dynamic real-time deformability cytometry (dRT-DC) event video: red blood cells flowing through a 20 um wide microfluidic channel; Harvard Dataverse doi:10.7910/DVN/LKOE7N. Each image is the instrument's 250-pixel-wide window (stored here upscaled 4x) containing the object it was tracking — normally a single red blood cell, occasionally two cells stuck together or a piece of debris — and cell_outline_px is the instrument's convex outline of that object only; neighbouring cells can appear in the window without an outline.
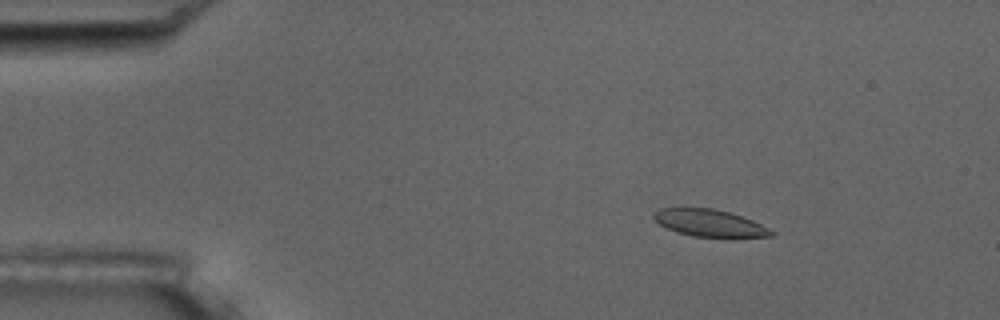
{"species": "common noctule bat (a hibernating species)", "species_latin": "Nyctalus noctula", "temperature_condition": "room temperature", "stored_images_in_passage": 9, "camera_frame_rate_fps": 3000, "um_per_image_px": 0.085, "animal": {"sex": "male", "body_mass_g": 17.5, "forearm_length_mm": 52.3}, "frame": {"image": 1, "passage_image": 3, "time_ms": 2.333, "image_size_px": [1000, 320], "cell_outline_px": [[776, 232], [772, 236], [692, 236], [676, 232], [660, 224], [652, 216], [652, 212], [660, 208], [712, 208], [728, 212], [752, 220]], "centroid_in_image_um": [60.26, 18.94], "position_along_channel_um": 24.7, "area_um2": 18.09}}
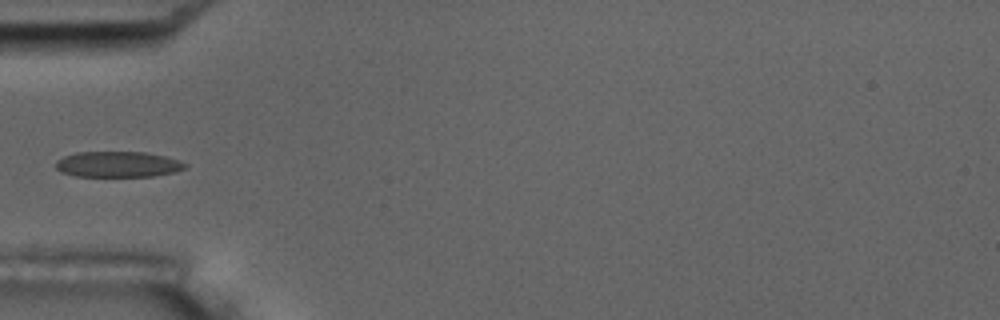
{"frame": {"image": 2, "passage_image": 6, "time_ms": 5.667, "image_size_px": [1000, 320], "cell_outline_px": [[188, 168], [176, 172], [152, 176], [76, 176], [60, 172], [56, 168], [56, 160], [64, 156], [76, 152], [144, 152], [164, 156], [188, 164]], "centroid_in_image_um": [10.02, 13.97], "position_along_channel_um": 75.0, "area_um2": 19.42}}
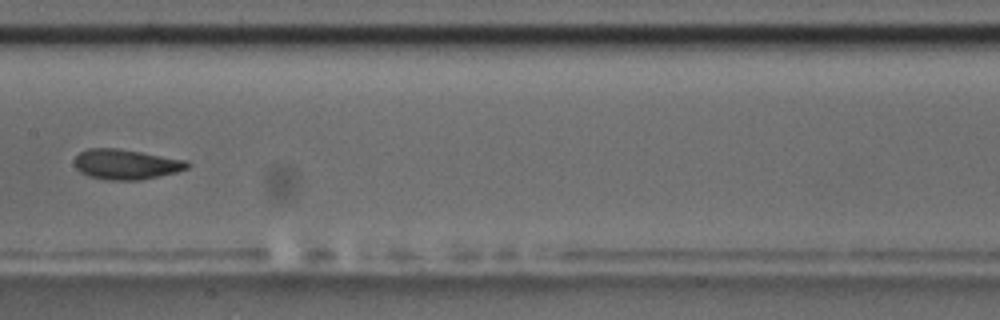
{"frame": {"image": 3, "passage_image": 9, "time_ms": 9.0, "image_size_px": [1000, 320], "cell_outline_px": [[192, 164], [188, 168], [176, 172], [140, 180], [104, 180], [88, 176], [80, 172], [76, 168], [72, 160], [80, 152], [88, 148], [116, 148], [188, 160]], "centroid_in_image_um": [10.69, 13.97], "position_along_channel_um": 196.7, "area_um2": 20.0}}